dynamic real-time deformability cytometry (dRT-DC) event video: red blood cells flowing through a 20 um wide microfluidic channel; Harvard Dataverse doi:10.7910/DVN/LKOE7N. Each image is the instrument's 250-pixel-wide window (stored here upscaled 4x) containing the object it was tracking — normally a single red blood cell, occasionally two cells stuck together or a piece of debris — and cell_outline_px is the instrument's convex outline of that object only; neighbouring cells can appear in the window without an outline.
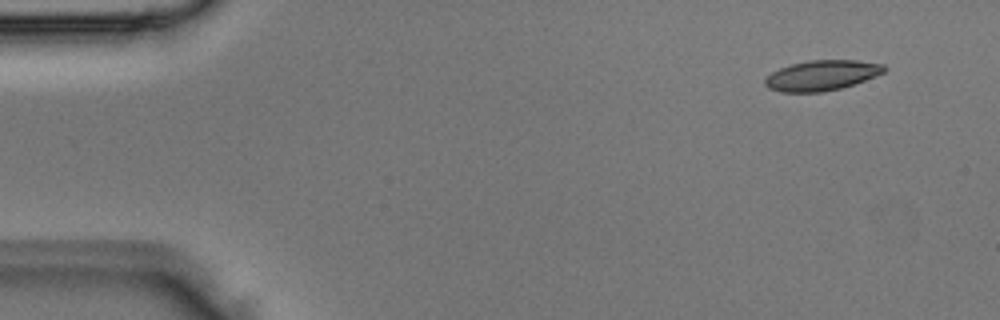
{"species": "Egyptian fruit bat (a non-hibernating species)", "species_latin": "Rousettus aegyptiacus", "temperature_condition": "room temperature", "stored_images_in_passage": 3, "camera_frame_rate_fps": 3000, "um_per_image_px": 0.085, "animal": {"sex": "male"}, "frame": {"image": 1, "passage_image": 1, "time_ms": 0.0, "image_size_px": [1000, 320], "cell_outline_px": [[888, 68], [884, 72], [876, 76], [840, 88], [820, 92], [780, 92], [768, 88], [764, 84], [764, 80], [772, 72], [780, 68], [792, 64], [808, 60], [856, 60], [884, 64]], "centroid_in_image_um": [69.85, 6.4], "position_along_channel_um": 15.2, "area_um2": 20.92}}
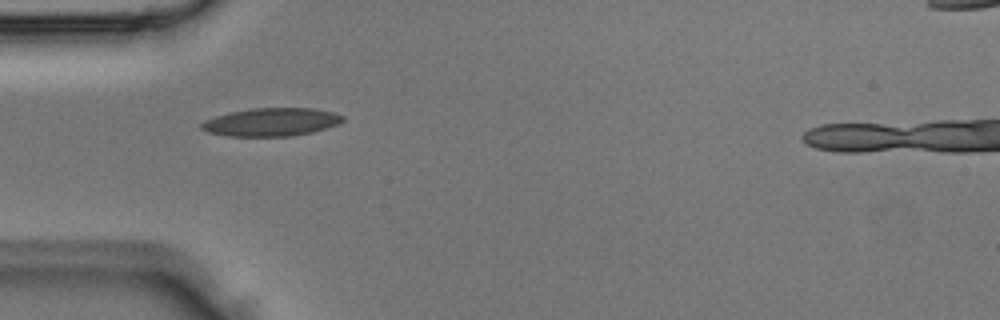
{"frame": {"image": 2, "passage_image": 3, "time_ms": 0.667, "image_size_px": [1000, 320], "cell_outline_px": [[344, 120], [328, 128], [312, 132], [292, 136], [228, 136], [208, 132], [200, 128], [200, 124], [204, 120], [216, 116], [232, 112], [252, 108], [312, 108], [332, 112], [344, 116]], "centroid_in_image_um": [23.06, 10.38], "position_along_channel_um": 61.9, "area_um2": 23.06}}